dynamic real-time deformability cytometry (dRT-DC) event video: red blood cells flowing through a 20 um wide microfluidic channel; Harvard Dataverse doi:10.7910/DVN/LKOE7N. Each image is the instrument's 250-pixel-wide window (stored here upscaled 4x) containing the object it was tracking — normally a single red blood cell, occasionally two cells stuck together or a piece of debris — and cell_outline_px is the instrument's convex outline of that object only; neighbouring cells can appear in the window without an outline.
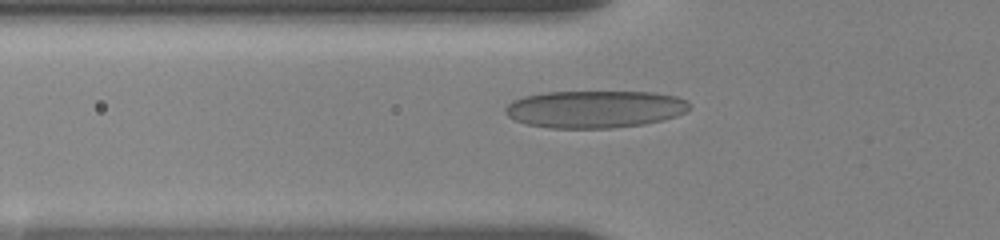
{"species": "human", "species_latin": "Homo sapiens", "temperature_condition": "room temperature", "stored_images_in_passage": 6, "camera_frame_rate_fps": 3000, "um_per_image_px": 0.085, "donor": {"sex": "female"}, "frame": {"image": 1, "passage_image": 2, "time_ms": 0.667, "image_size_px": [1000, 240], "cell_outline_px": [[688, 108], [684, 112], [676, 116], [644, 124], [608, 128], [548, 128], [524, 124], [508, 116], [504, 112], [504, 108], [512, 100], [524, 96], [548, 92], [652, 92], [676, 96], [684, 100], [688, 104]], "centroid_in_image_um": [50.49, 9.28], "position_along_channel_um": 75.3, "area_um2": 39.94}}
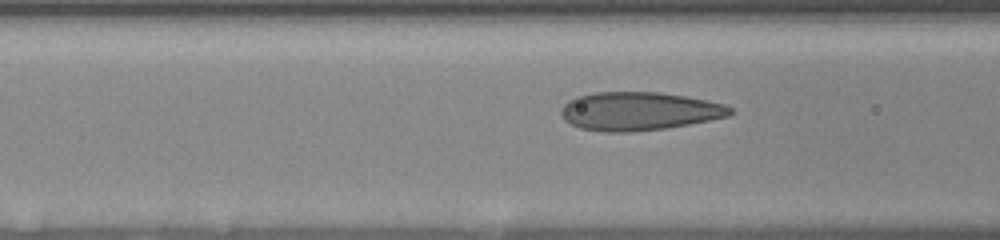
{"frame": {"image": 2, "passage_image": 5, "time_ms": 1.667, "image_size_px": [1000, 240], "cell_outline_px": [[736, 112], [728, 116], [688, 124], [664, 128], [632, 132], [604, 132], [580, 128], [564, 120], [560, 112], [560, 108], [568, 100], [576, 96], [596, 92], [656, 92], [684, 96], [724, 104], [732, 108]], "centroid_in_image_um": [54.27, 9.45], "position_along_channel_um": 112.3, "area_um2": 37.74}}